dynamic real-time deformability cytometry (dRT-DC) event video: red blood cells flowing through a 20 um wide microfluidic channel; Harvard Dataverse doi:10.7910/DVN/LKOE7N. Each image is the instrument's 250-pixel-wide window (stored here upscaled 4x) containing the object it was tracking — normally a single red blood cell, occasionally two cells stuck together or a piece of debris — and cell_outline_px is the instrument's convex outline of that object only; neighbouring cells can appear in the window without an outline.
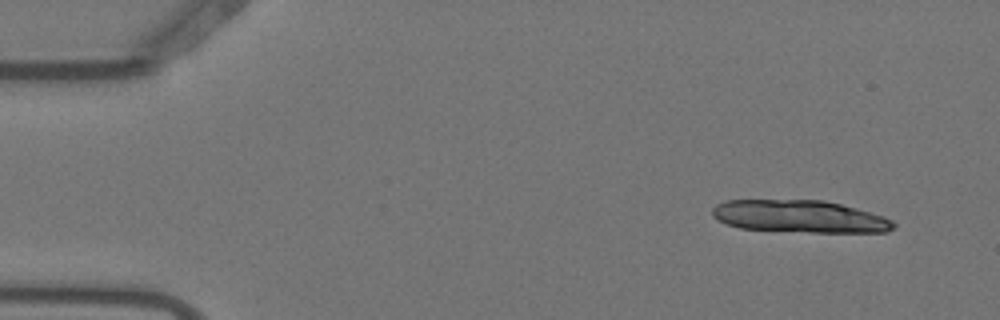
{"species": "Egyptian fruit bat (a non-hibernating species)", "species_latin": "Rousettus aegyptiacus", "temperature_condition": "warm", "stored_images_in_passage": 4, "camera_frame_rate_fps": 3000, "um_per_image_px": 0.085, "animal": {"sex": "female"}, "frame": {"image": 1, "passage_image": 1, "time_ms": 0.0, "image_size_px": [1000, 320], "cell_outline_px": [[896, 224], [892, 228], [884, 232], [808, 232], [740, 228], [728, 224], [712, 216], [712, 208], [716, 204], [724, 200], [824, 200], [856, 208], [884, 216], [892, 220]], "centroid_in_image_um": [67.96, 18.39], "position_along_channel_um": 17.0, "area_um2": 34.04}}